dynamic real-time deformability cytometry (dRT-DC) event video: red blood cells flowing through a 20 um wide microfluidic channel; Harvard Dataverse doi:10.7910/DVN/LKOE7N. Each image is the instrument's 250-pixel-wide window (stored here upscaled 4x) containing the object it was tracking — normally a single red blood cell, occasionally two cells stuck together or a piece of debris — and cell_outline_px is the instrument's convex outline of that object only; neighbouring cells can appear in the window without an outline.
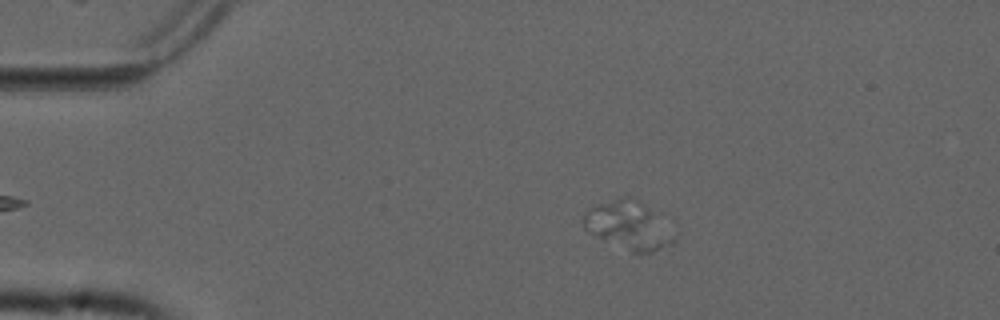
{"species": "common noctule bat (a hibernating species)", "species_latin": "Nyctalus noctula", "temperature_condition": "cold", "stored_images_in_passage": 39, "camera_frame_rate_fps": 3000, "um_per_image_px": 0.085, "animal": {"sex": "male", "forearm_length_mm": 52.5}, "frame": {"image": 1, "passage_image": 3, "time_ms": 0.667, "image_size_px": [1000, 320], "cell_outline_px": [[676, 240], [652, 252], [632, 252], [604, 240], [588, 232], [584, 228], [584, 212], [588, 208], [620, 196], [628, 196], [640, 200], [652, 212]], "centroid_in_image_um": [53.31, 19.13], "position_along_channel_um": 31.7, "area_um2": 24.45}}
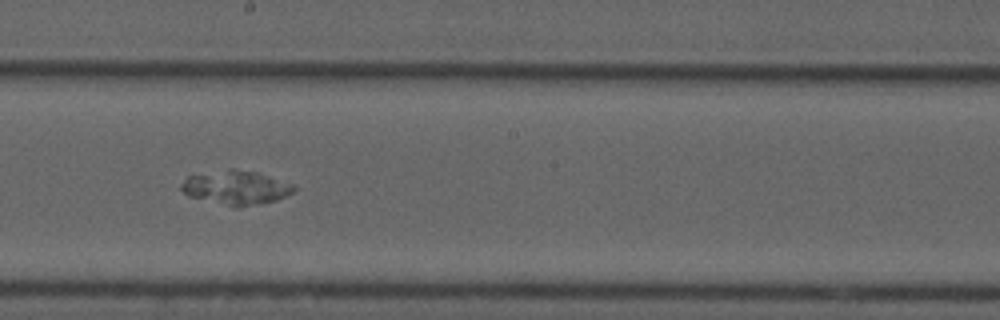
{"frame": {"image": 2, "passage_image": 23, "time_ms": 7.333, "image_size_px": [1000, 320], "cell_outline_px": [[296, 188], [292, 192], [276, 200], [240, 208], [236, 208], [188, 196], [180, 188], [180, 184], [188, 176], [228, 168], [232, 168], [256, 172], [292, 184]], "centroid_in_image_um": [20.02, 15.95], "position_along_channel_um": 228.2, "area_um2": 22.25}}
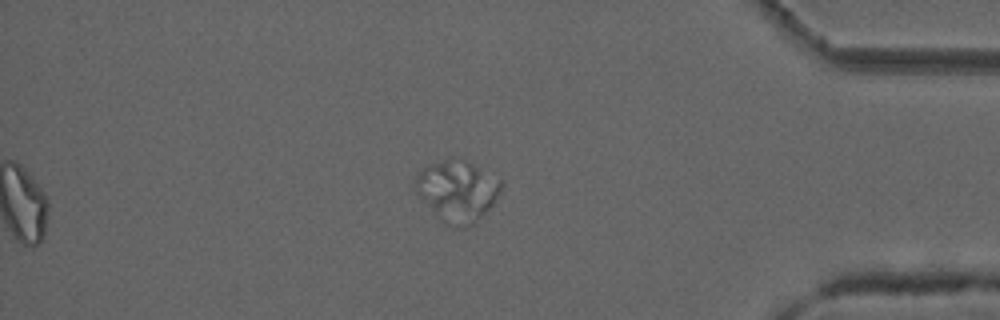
{"frame": {"image": 3, "passage_image": 39, "time_ms": 12.667, "image_size_px": [1000, 320], "cell_outline_px": [[500, 192], [492, 204], [472, 224], [464, 228], [460, 228], [448, 224], [440, 220], [436, 216], [416, 192], [412, 180], [424, 168], [432, 164], [444, 160], [464, 160], [480, 168], [500, 180]], "centroid_in_image_um": [38.82, 16.25], "position_along_channel_um": 396.4, "area_um2": 29.65}}